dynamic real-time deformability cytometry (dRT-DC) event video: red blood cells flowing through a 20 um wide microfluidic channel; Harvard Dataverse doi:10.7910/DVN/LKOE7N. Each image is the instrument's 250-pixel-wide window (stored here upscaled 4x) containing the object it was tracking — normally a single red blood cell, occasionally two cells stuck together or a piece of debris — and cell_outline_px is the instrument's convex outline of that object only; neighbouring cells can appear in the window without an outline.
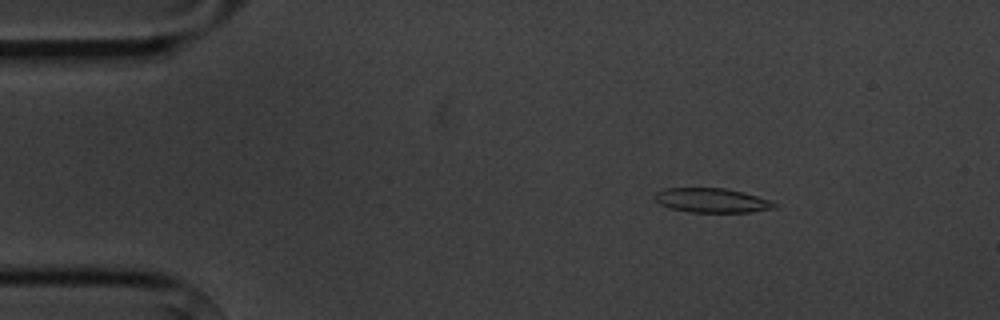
{"species": "common noctule bat (a hibernating species)", "species_latin": "Nyctalus noctula", "temperature_condition": "cold", "stored_images_in_passage": 5, "camera_frame_rate_fps": 3000, "um_per_image_px": 0.085, "animal": {"sex": "male", "body_mass_g": 20.1, "forearm_length_mm": 53.5}, "frame": {"image": 1, "passage_image": 3, "time_ms": 2.333, "image_size_px": [1000, 320], "cell_outline_px": [[780, 204], [776, 208], [748, 212], [688, 212], [668, 208], [660, 204], [652, 196], [656, 192], [664, 188], [724, 188], [744, 192]], "centroid_in_image_um": [60.48, 17.03], "position_along_channel_um": 24.5, "area_um2": 17.11}}